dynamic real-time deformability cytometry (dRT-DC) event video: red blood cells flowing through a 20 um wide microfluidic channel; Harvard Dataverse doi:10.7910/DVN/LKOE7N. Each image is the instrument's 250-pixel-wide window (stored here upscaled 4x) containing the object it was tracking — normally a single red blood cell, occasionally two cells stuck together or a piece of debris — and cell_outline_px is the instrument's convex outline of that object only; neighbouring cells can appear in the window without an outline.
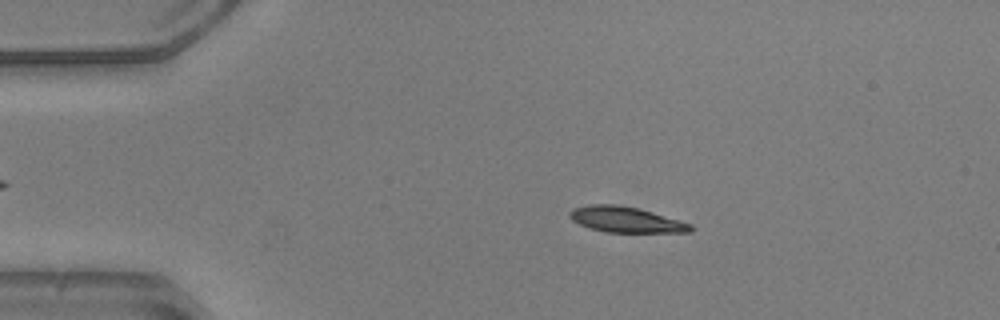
{"species": "common noctule bat (a hibernating species)", "species_latin": "Nyctalus noctula", "temperature_condition": "warm", "stored_images_in_passage": 44, "camera_frame_rate_fps": 3000, "um_per_image_px": 0.085, "animal": {"sex": "male", "body_mass_g": 20.5, "forearm_length_mm": 52.5}, "frame": {"image": 1, "passage_image": 10, "time_ms": 3.0, "image_size_px": [1000, 320], "cell_outline_px": [[692, 232], [604, 232], [580, 224], [572, 220], [568, 216], [568, 212], [576, 208], [588, 204], [616, 204], [640, 208], [692, 224]], "centroid_in_image_um": [53.2, 18.66], "position_along_channel_um": 31.8, "area_um2": 18.03}}
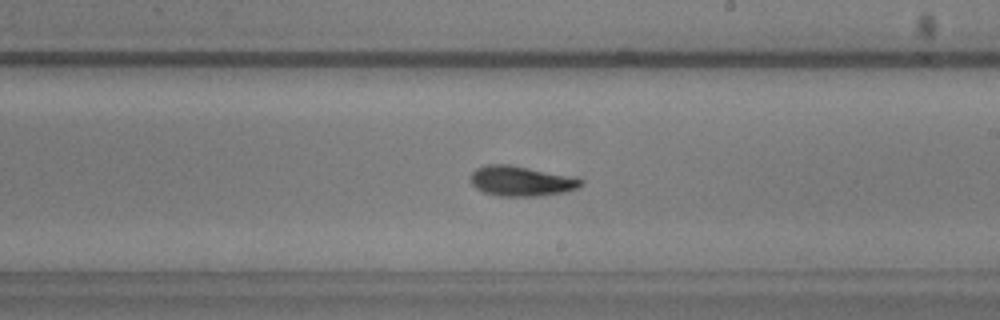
{"frame": {"image": 2, "passage_image": 30, "time_ms": 9.667, "image_size_px": [1000, 320], "cell_outline_px": [[584, 184], [580, 188], [564, 192], [544, 196], [500, 196], [484, 192], [476, 188], [472, 184], [472, 172], [476, 168], [488, 164], [512, 164], [584, 180]], "centroid_in_image_um": [44.31, 15.4], "position_along_channel_um": 244.7, "area_um2": 19.25}}
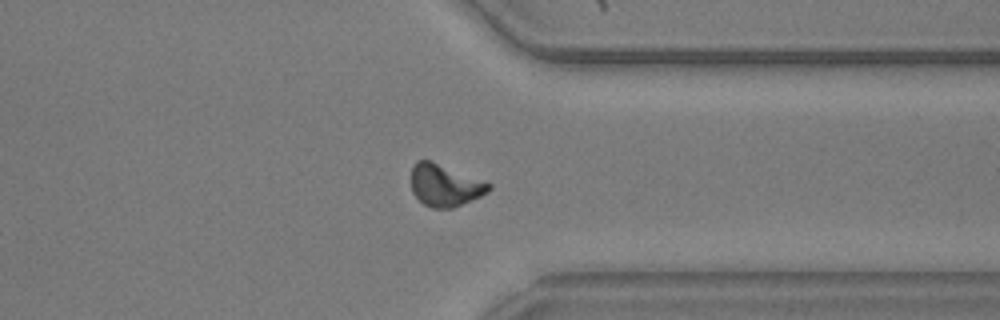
{"frame": {"image": 3, "passage_image": 40, "time_ms": 13.0, "image_size_px": [1000, 320], "cell_outline_px": [[492, 188], [488, 192], [472, 200], [452, 208], [432, 208], [424, 204], [412, 192], [412, 164], [416, 160], [432, 160], [492, 184]], "centroid_in_image_um": [37.81, 15.73], "position_along_channel_um": 373.6, "area_um2": 19.02}, "authors_computed_cell_mechanics": {"area_um2": 18.2937, "velocity_mm_per_s": 3.9455, "shape_relaxation_time_tau1_ms": 3.4847, "shape_relaxation_time_tau2_ms": 4.8258, "deformation_change_tau1": 0.1503, "deformation_change_tau2": 0.1088}}